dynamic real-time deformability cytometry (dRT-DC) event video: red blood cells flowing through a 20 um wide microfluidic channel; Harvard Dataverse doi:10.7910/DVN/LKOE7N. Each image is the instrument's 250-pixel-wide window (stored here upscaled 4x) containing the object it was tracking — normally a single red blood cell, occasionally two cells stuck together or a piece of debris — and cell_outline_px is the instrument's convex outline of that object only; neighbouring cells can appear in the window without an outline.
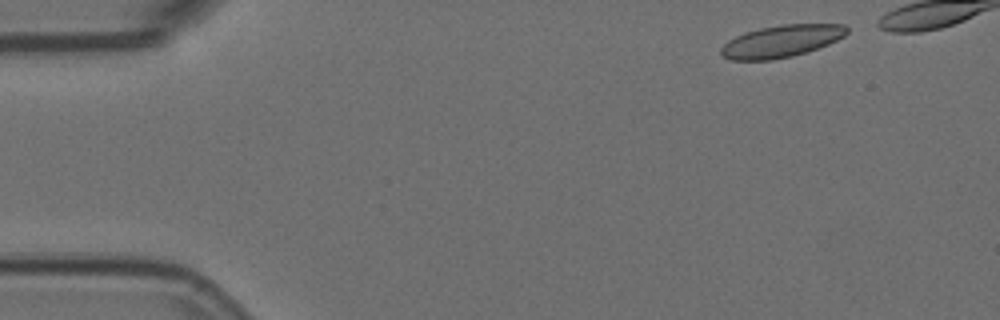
{"species": "Egyptian fruit bat (a non-hibernating species)", "species_latin": "Rousettus aegyptiacus", "temperature_condition": "room temperature", "stored_images_in_passage": 3, "camera_frame_rate_fps": 3000, "um_per_image_px": 0.085, "animal": {"sex": "female"}, "frame": {"image": 1, "passage_image": 1, "time_ms": 0.0, "image_size_px": [1000, 320], "cell_outline_px": [[848, 32], [844, 36], [828, 44], [792, 56], [772, 60], [732, 60], [724, 56], [720, 52], [720, 48], [728, 40], [744, 32], [760, 28], [780, 24], [844, 24], [848, 28]], "centroid_in_image_um": [66.4, 3.49], "position_along_channel_um": 18.6, "area_um2": 23.47}}